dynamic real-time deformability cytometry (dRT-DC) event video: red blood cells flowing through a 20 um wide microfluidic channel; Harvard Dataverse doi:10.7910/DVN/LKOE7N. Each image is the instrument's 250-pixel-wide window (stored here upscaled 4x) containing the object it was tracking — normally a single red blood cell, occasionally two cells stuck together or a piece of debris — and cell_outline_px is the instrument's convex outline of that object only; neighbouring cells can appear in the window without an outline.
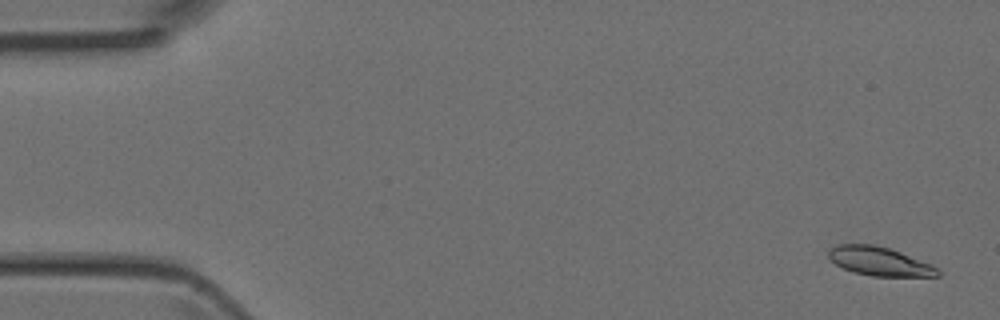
{"species": "Egyptian fruit bat (a non-hibernating species)", "species_latin": "Rousettus aegyptiacus", "temperature_condition": "room temperature", "stored_images_in_passage": 49, "camera_frame_rate_fps": 3000, "um_per_image_px": 0.085, "animal": {"sex": "female"}, "frame": {"image": 1, "passage_image": 2, "time_ms": 0.333, "image_size_px": [1000, 320], "cell_outline_px": [[940, 276], [872, 276], [852, 272], [836, 264], [828, 256], [828, 252], [836, 244], [872, 244], [888, 248], [900, 252], [932, 264], [940, 272]], "centroid_in_image_um": [74.75, 22.21], "position_along_channel_um": 10.2, "area_um2": 18.15}}
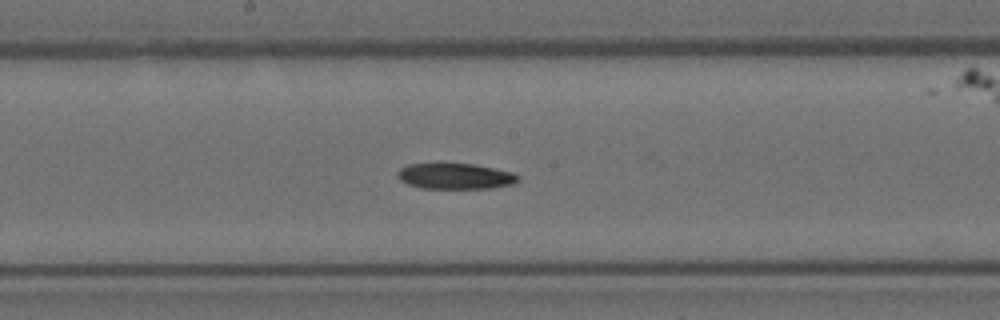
{"frame": {"image": 2, "passage_image": 26, "time_ms": 8.333, "image_size_px": [1000, 320], "cell_outline_px": [[520, 180], [512, 184], [492, 188], [420, 188], [408, 184], [400, 180], [396, 176], [396, 172], [400, 168], [408, 164], [472, 164], [512, 172], [520, 176]], "centroid_in_image_um": [38.68, 14.98], "position_along_channel_um": 209.5, "area_um2": 18.03}}
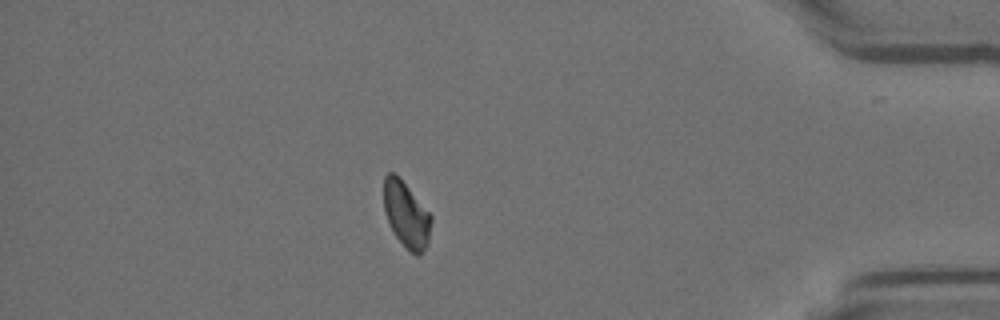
{"frame": {"image": 3, "passage_image": 43, "time_ms": 14.0, "image_size_px": [1000, 320], "cell_outline_px": [[432, 220], [428, 244], [420, 256], [416, 256], [396, 236], [388, 220], [384, 208], [384, 176], [388, 172], [392, 172], [408, 188], [432, 216]], "centroid_in_image_um": [34.55, 18.27], "position_along_channel_um": 400.6, "area_um2": 17.63}}